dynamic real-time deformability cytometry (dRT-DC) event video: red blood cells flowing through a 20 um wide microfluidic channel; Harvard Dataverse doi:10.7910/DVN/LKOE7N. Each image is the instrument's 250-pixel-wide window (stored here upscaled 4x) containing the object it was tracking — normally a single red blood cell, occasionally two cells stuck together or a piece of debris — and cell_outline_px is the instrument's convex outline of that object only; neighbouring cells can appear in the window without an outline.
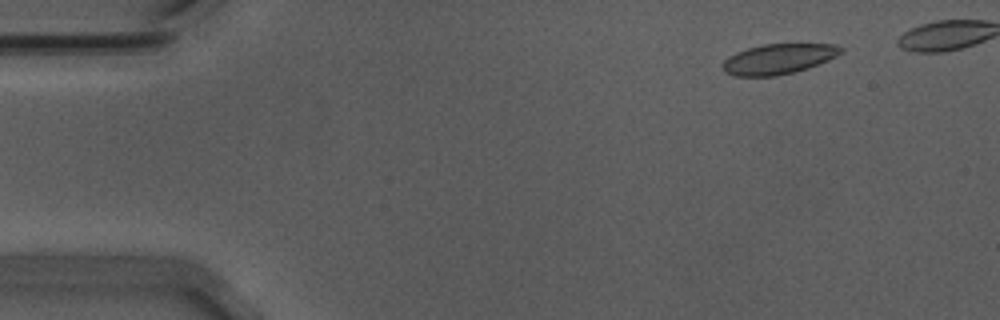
{"species": "Egyptian fruit bat (a non-hibernating species)", "species_latin": "Rousettus aegyptiacus", "temperature_condition": "warm", "stored_images_in_passage": 18, "camera_frame_rate_fps": 3000, "um_per_image_px": 0.085, "animal": {"sex": "male"}, "frame": {"image": 1, "passage_image": 6, "time_ms": 1.667, "image_size_px": [1000, 320], "cell_outline_px": [[844, 52], [828, 60], [808, 68], [796, 72], [776, 76], [736, 76], [724, 72], [724, 60], [728, 56], [736, 52], [748, 48], [764, 44], [836, 44], [844, 48]], "centroid_in_image_um": [66.2, 5.01], "position_along_channel_um": 18.8, "area_um2": 20.87}}